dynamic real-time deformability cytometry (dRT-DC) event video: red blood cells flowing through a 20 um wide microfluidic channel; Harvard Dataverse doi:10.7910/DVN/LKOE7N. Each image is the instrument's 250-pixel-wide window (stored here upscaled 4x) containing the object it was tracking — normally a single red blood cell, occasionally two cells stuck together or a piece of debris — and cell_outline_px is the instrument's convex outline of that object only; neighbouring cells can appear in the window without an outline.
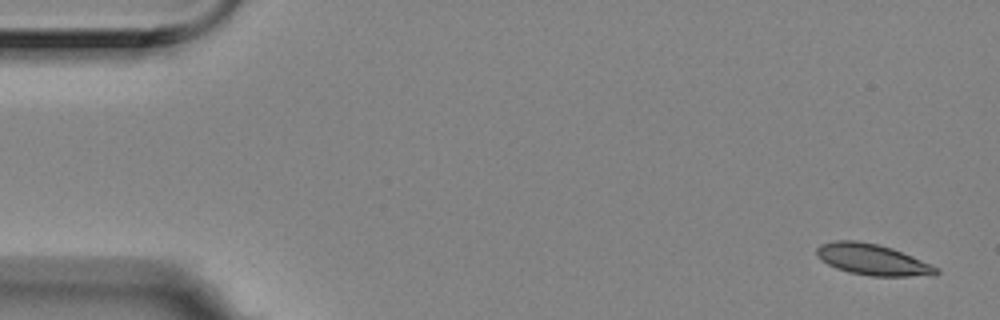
{"species": "Egyptian fruit bat (a non-hibernating species)", "species_latin": "Rousettus aegyptiacus", "temperature_condition": "room temperature", "stored_images_in_passage": 7, "camera_frame_rate_fps": 3000, "um_per_image_px": 0.085, "animal": {"sex": "female"}, "frame": {"image": 1, "passage_image": 1, "time_ms": 0.0, "image_size_px": [1000, 320], "cell_outline_px": [[940, 272], [936, 276], [872, 276], [848, 272], [836, 268], [828, 264], [816, 256], [816, 248], [820, 244], [836, 240], [856, 240], [876, 244], [892, 248], [912, 256], [940, 268]], "centroid_in_image_um": [74.18, 22.07], "position_along_channel_um": 10.8, "area_um2": 21.79}}